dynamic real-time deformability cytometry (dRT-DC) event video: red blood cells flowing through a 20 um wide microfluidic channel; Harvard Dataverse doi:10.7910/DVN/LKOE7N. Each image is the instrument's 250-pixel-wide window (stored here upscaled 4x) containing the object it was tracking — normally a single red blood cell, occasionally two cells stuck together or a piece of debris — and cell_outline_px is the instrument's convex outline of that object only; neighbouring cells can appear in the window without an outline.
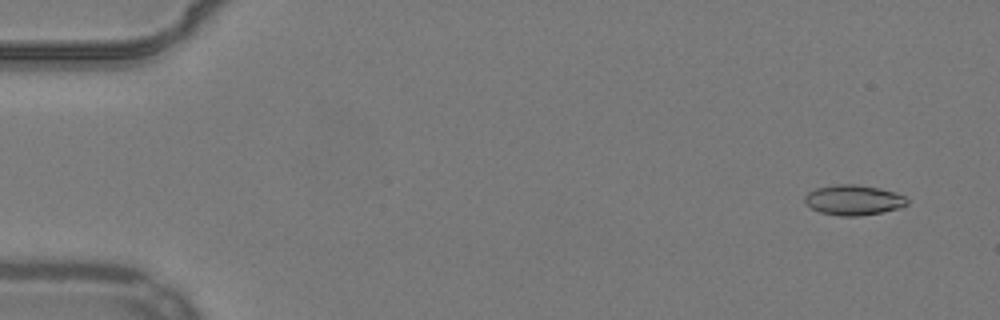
{"species": "common noctule bat (a hibernating species)", "species_latin": "Nyctalus noctula", "temperature_condition": "warm", "stored_images_in_passage": 44, "camera_frame_rate_fps": 3000, "um_per_image_px": 0.085, "animal": {"sex": "male", "body_mass_g": 19.2, "forearm_length_mm": 51.8}, "frame": {"image": 1, "passage_image": 4, "time_ms": 1.0, "image_size_px": [1000, 320], "cell_outline_px": [[908, 204], [900, 208], [860, 216], [840, 216], [820, 212], [812, 208], [804, 200], [804, 196], [808, 192], [816, 188], [836, 184], [856, 184], [880, 188], [896, 192], [904, 196], [908, 200]], "centroid_in_image_um": [72.56, 16.99], "position_along_channel_um": 12.4, "area_um2": 18.03}}
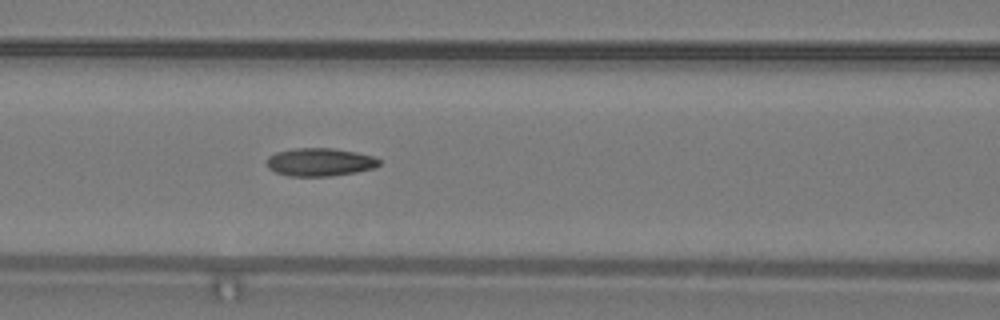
{"frame": {"image": 2, "passage_image": 24, "time_ms": 7.667, "image_size_px": [1000, 320], "cell_outline_px": [[380, 164], [376, 168], [356, 172], [328, 176], [288, 176], [276, 172], [268, 168], [268, 156], [276, 152], [296, 148], [332, 148], [356, 152], [372, 156], [380, 160]], "centroid_in_image_um": [27.2, 13.78], "position_along_channel_um": 139.4, "area_um2": 18.32}}
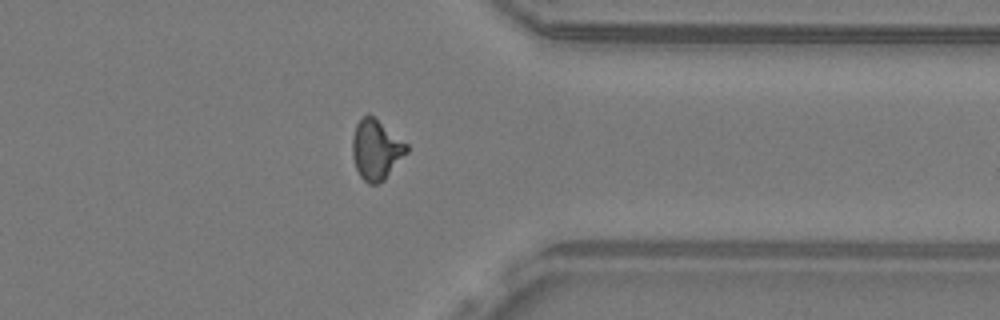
{"frame": {"image": 3, "passage_image": 43, "time_ms": 14.0, "image_size_px": [1000, 320], "cell_outline_px": [[408, 152], [384, 180], [376, 184], [368, 184], [360, 176], [356, 168], [352, 156], [352, 136], [356, 124], [368, 112], [408, 144]], "centroid_in_image_um": [31.96, 12.72], "position_along_channel_um": 379.4, "area_um2": 19.02}}